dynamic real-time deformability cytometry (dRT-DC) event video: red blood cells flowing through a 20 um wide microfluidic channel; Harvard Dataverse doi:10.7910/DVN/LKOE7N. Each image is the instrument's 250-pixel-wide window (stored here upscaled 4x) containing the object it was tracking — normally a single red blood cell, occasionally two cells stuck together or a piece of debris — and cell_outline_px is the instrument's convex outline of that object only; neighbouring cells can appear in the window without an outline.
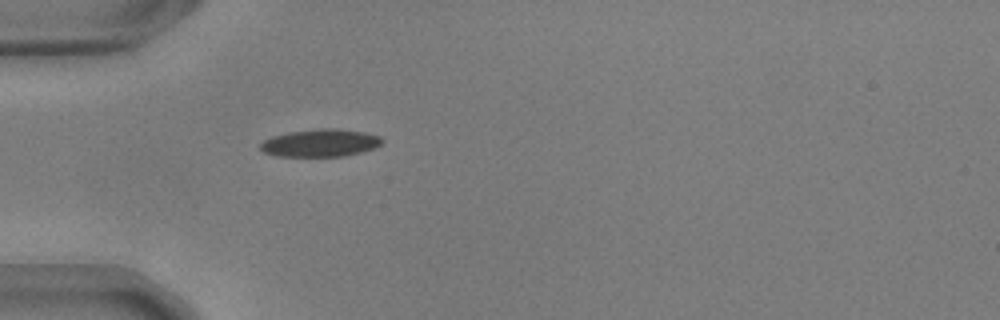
{"species": "common noctule bat (a hibernating species)", "species_latin": "Nyctalus noctula", "temperature_condition": "warm", "stored_images_in_passage": 39, "camera_frame_rate_fps": 3000, "um_per_image_px": 0.085, "animal": {"sex": "male", "body_mass_g": 17.9, "forearm_length_mm": 54.2}, "frame": {"image": 1, "passage_image": 1, "time_ms": 0.0, "image_size_px": [1000, 320], "cell_outline_px": [[384, 140], [376, 148], [344, 156], [280, 156], [264, 152], [260, 148], [260, 144], [264, 140], [272, 136], [288, 132], [320, 128], [336, 128], [364, 132], [380, 136]], "centroid_in_image_um": [27.25, 12.14], "position_along_channel_um": 57.8, "area_um2": 19.54}}
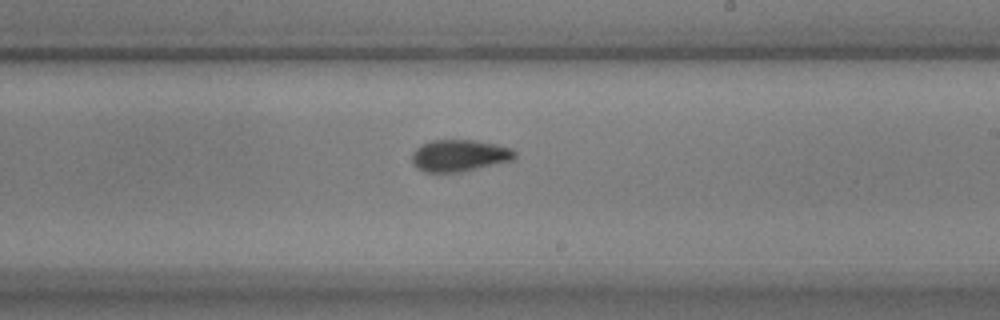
{"frame": {"image": 2, "passage_image": 17, "time_ms": 5.333, "image_size_px": [1000, 320], "cell_outline_px": [[516, 160], [460, 172], [424, 172], [416, 168], [412, 164], [412, 152], [420, 144], [432, 140], [476, 140], [496, 144], [512, 148], [516, 152]], "centroid_in_image_um": [39.06, 13.22], "position_along_channel_um": 249.9, "area_um2": 19.42}}
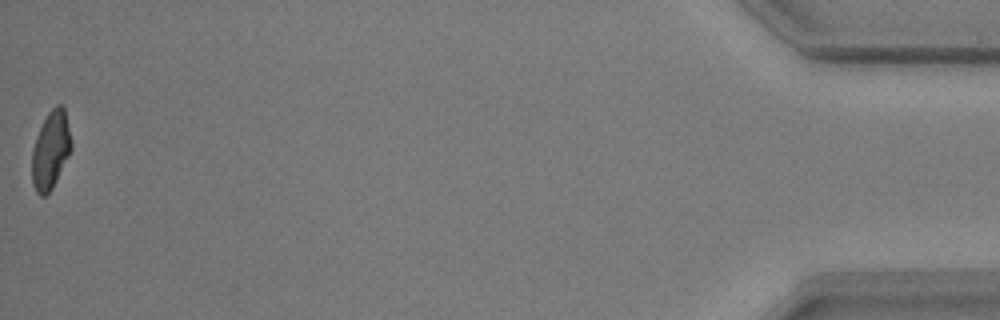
{"frame": {"image": 3, "passage_image": 39, "time_ms": 12.667, "image_size_px": [1000, 320], "cell_outline_px": [[72, 148], [52, 188], [44, 196], [40, 196], [36, 192], [32, 184], [32, 148], [36, 136], [48, 112], [56, 104], [60, 104], [64, 108], [72, 144]], "centroid_in_image_um": [4.29, 12.76], "position_along_channel_um": 430.9, "area_um2": 17.63}, "authors_computed_cell_mechanics": {"area_um2": 18.6116, "velocity_mm_per_s": 3.7076, "shape_relaxation_time_tau1_ms": 7.7135, "shape_relaxation_time_tau2_ms": 3.0159, "deformation_change_tau1": 0.2114, "deformation_change_tau2": 0.0861}}